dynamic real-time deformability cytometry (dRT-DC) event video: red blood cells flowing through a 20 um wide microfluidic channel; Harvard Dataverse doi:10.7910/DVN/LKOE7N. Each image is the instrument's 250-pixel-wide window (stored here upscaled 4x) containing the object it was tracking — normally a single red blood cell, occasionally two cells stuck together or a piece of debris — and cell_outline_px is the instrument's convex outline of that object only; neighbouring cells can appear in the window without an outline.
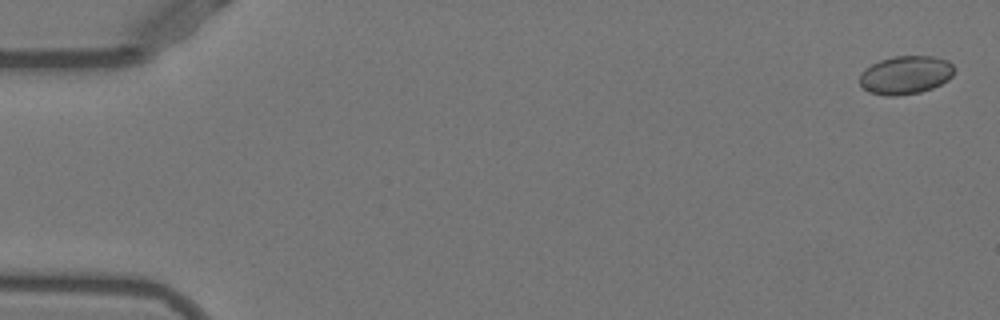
{"species": "Egyptian fruit bat (a non-hibernating species)", "species_latin": "Rousettus aegyptiacus", "temperature_condition": "warm", "stored_images_in_passage": 53, "camera_frame_rate_fps": 3000, "um_per_image_px": 0.085, "animal": {"sex": "female"}, "frame": {"image": 1, "passage_image": 2, "time_ms": 0.333, "image_size_px": [1000, 320], "cell_outline_px": [[956, 68], [952, 76], [948, 80], [932, 88], [920, 92], [896, 96], [884, 96], [868, 92], [860, 84], [860, 72], [864, 68], [880, 60], [892, 56], [932, 56], [948, 60]], "centroid_in_image_um": [76.97, 6.37], "position_along_channel_um": 8.0, "area_um2": 21.39}}
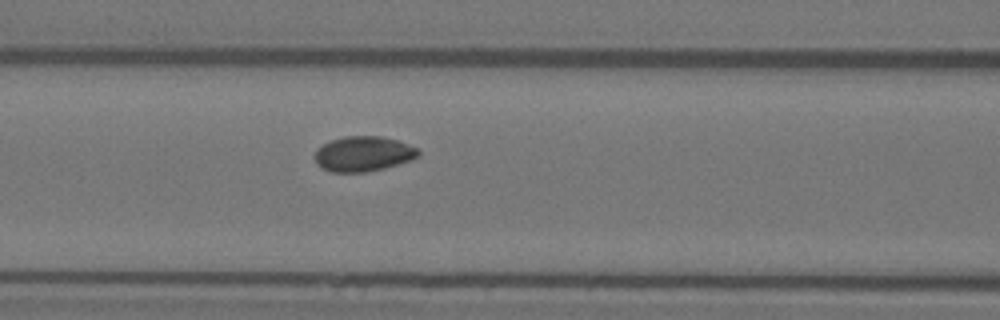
{"frame": {"image": 2, "passage_image": 23, "time_ms": 7.333, "image_size_px": [1000, 320], "cell_outline_px": [[420, 152], [412, 160], [384, 168], [364, 172], [332, 172], [320, 168], [316, 164], [316, 148], [332, 140], [344, 136], [380, 136], [396, 140], [408, 144], [416, 148]], "centroid_in_image_um": [30.86, 13.08], "position_along_channel_um": 135.7, "area_um2": 21.04}}
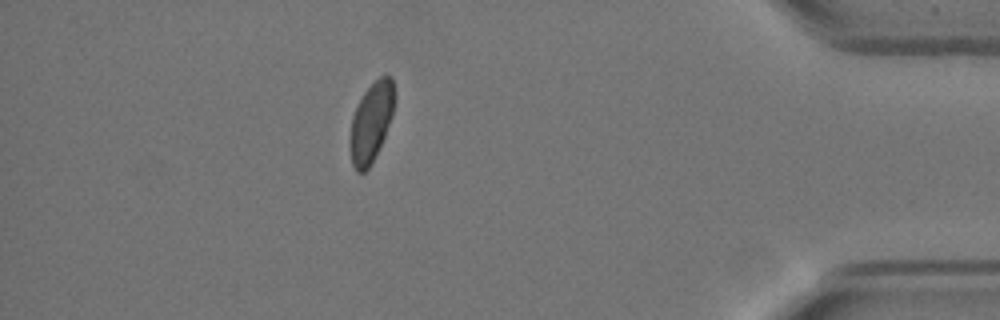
{"frame": {"image": 3, "passage_image": 47, "time_ms": 15.333, "image_size_px": [1000, 320], "cell_outline_px": [[396, 96], [392, 116], [384, 136], [368, 168], [364, 172], [356, 172], [352, 164], [348, 144], [348, 140], [352, 116], [364, 92], [380, 76], [392, 76], [396, 92]], "centroid_in_image_um": [31.54, 10.37], "position_along_channel_um": 403.7, "area_um2": 20.63}, "authors_computed_cell_mechanics": {"area_um2": 21.097, "velocity_mm_per_s": 3.9056, "shape_relaxation_time_tau1_ms": 1.4599, "shape_relaxation_time_tau2_ms": null, "deformation_change_tau1": 0.0608, "deformation_change_tau2": null}}